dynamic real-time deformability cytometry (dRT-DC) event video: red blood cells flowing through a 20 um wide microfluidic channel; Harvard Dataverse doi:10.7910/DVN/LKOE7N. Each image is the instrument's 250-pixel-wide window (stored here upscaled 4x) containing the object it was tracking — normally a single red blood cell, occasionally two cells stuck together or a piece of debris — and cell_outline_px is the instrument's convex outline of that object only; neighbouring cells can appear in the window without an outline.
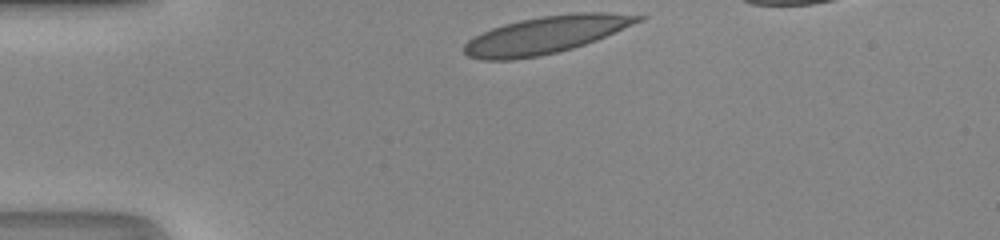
{"species": "human", "species_latin": "Homo sapiens", "temperature_condition": "room temperature", "stored_images_in_passage": 29, "camera_frame_rate_fps": 3000, "um_per_image_px": 0.085, "donor": {"sex": "male"}, "frame": {"image": 1, "passage_image": 1, "time_ms": 0.0, "image_size_px": [1000, 240], "cell_outline_px": [[648, 16], [644, 20], [596, 40], [572, 48], [540, 56], [512, 60], [480, 60], [468, 56], [464, 52], [464, 44], [468, 40], [492, 28], [504, 24], [520, 20], [540, 16], [576, 12], [608, 12]], "centroid_in_image_um": [46.42, 2.95], "position_along_channel_um": 38.6, "area_um2": 37.8}}
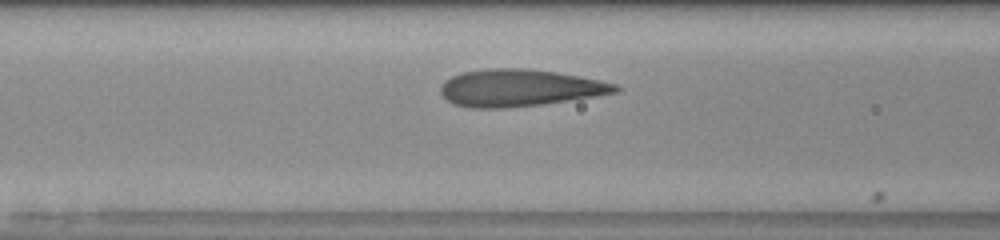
{"frame": {"image": 2, "passage_image": 10, "time_ms": 3.0, "image_size_px": [1000, 240], "cell_outline_px": [[624, 88], [620, 92], [544, 104], [504, 108], [468, 108], [452, 104], [440, 92], [440, 88], [444, 80], [452, 76], [464, 72], [488, 68], [524, 68], [556, 72], [600, 80], [616, 84]], "centroid_in_image_um": [44.17, 7.48], "position_along_channel_um": 122.4, "area_um2": 37.92}}
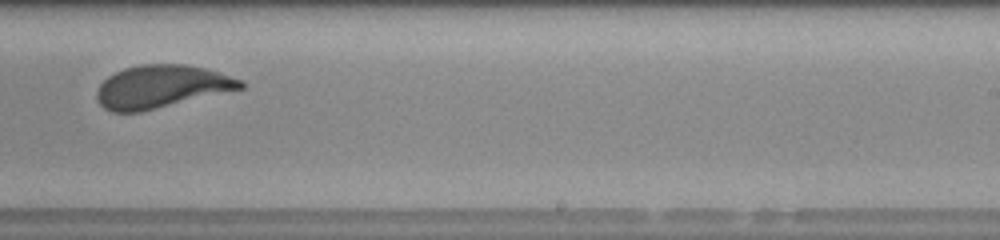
{"frame": {"image": 3, "passage_image": 21, "time_ms": 6.667, "image_size_px": [1000, 240], "cell_outline_px": [[244, 88], [140, 112], [112, 112], [104, 108], [100, 104], [96, 96], [96, 92], [100, 84], [108, 76], [124, 68], [140, 64], [184, 64], [204, 68], [220, 72], [244, 80]], "centroid_in_image_um": [13.72, 7.36], "position_along_channel_um": 275.3, "area_um2": 35.84}, "authors_computed_cell_mechanics": {"area_um2": 36.8186, "velocity_mm_per_s": 4.1866, "shape_relaxation_time_tau1_ms": 2.8595, "shape_relaxation_time_tau2_ms": null, "deformation_change_tau1": 0.1718, "deformation_change_tau2": null}}